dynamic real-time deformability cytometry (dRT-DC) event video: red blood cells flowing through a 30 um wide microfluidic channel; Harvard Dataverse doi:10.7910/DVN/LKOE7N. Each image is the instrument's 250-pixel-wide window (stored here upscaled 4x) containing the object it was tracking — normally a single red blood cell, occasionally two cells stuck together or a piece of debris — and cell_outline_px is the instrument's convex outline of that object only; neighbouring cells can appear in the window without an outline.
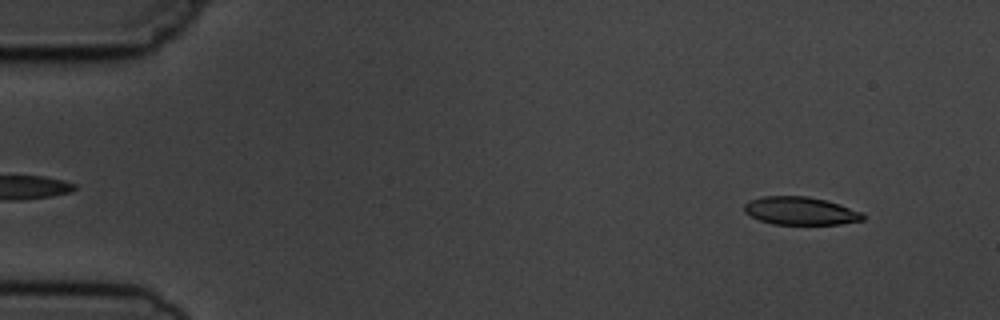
{"species": "common noctule bat (a hibernating species)", "species_latin": "Nyctalus noctula", "temperature_condition": "cold", "stored_images_in_passage": 4, "camera_frame_rate_fps": 3000, "um_per_image_px": 0.085, "animal": {"sex": "male", "body_mass_g": 19.5, "forearm_length_mm": 54.6}, "frame": {"image": 1, "passage_image": 1, "time_ms": 0.0, "image_size_px": [1000, 320], "cell_outline_px": [[864, 220], [840, 224], [772, 224], [760, 220], [744, 212], [744, 204], [748, 200], [764, 196], [808, 196], [828, 200], [840, 204], [860, 212], [864, 216]], "centroid_in_image_um": [68.02, 17.91], "position_along_channel_um": 17.0, "area_um2": 19.36}}
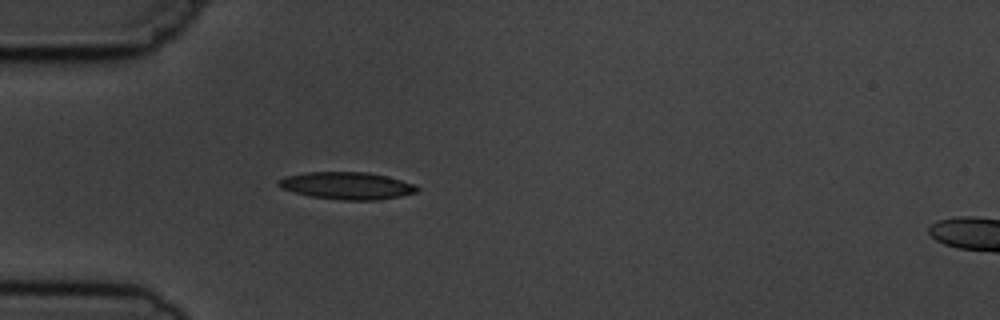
{"frame": {"image": 2, "passage_image": 4, "time_ms": 3.667, "image_size_px": [1000, 320], "cell_outline_px": [[420, 188], [416, 192], [400, 196], [380, 200], [340, 200], [312, 196], [280, 188], [276, 184], [276, 180], [284, 176], [308, 172], [368, 172], [388, 176], [412, 184]], "centroid_in_image_um": [29.46, 15.78], "position_along_channel_um": 55.5, "area_um2": 22.02}}